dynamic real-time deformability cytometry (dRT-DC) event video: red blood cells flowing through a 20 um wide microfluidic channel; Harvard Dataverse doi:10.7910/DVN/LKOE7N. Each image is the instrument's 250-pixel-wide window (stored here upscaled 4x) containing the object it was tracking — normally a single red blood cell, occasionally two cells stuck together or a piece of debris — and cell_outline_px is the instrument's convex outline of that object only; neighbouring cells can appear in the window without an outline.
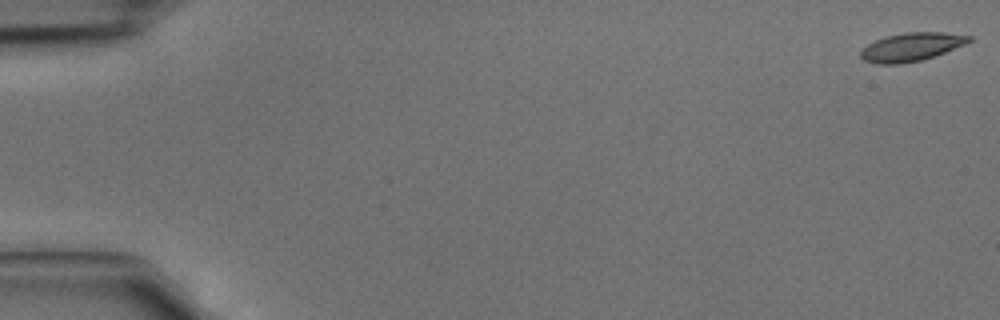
{"species": "common noctule bat (a hibernating species)", "species_latin": "Nyctalus noctula", "temperature_condition": "cold", "stored_images_in_passage": 5, "camera_frame_rate_fps": 3000, "um_per_image_px": 0.085, "animal": {"sex": "male", "body_mass_g": 15.6}, "frame": {"image": 1, "passage_image": 1, "time_ms": 0.0, "image_size_px": [1000, 320], "cell_outline_px": [[972, 40], [964, 44], [944, 52], [920, 60], [900, 64], [876, 64], [864, 60], [860, 56], [860, 52], [868, 44], [884, 36], [904, 32], [944, 32], [972, 36]], "centroid_in_image_um": [77.44, 3.98], "position_along_channel_um": 7.6, "area_um2": 17.74}}